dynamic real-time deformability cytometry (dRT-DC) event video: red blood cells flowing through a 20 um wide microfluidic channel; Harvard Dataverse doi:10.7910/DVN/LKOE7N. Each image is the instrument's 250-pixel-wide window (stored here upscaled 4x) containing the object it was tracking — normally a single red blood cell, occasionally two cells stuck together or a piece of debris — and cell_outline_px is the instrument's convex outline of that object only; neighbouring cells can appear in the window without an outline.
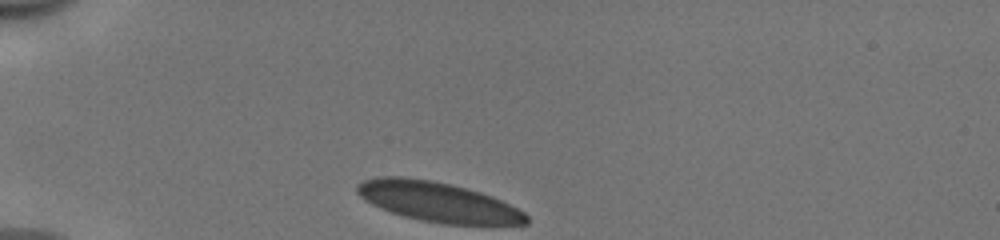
{"species": "human", "species_latin": "Homo sapiens", "temperature_condition": "cold", "stored_images_in_passage": 31, "camera_frame_rate_fps": 3000, "um_per_image_px": 0.085, "donor": {"sex": "male"}, "frame": {"image": 1, "passage_image": 1, "time_ms": 0.0, "image_size_px": [1000, 240], "cell_outline_px": [[528, 224], [444, 224], [420, 220], [404, 216], [380, 208], [364, 200], [356, 192], [356, 184], [364, 180], [380, 176], [404, 176], [432, 180], [452, 184], [480, 192], [492, 196], [524, 212], [528, 216]], "centroid_in_image_um": [37.18, 17.14], "position_along_channel_um": 47.8, "area_um2": 39.19}}
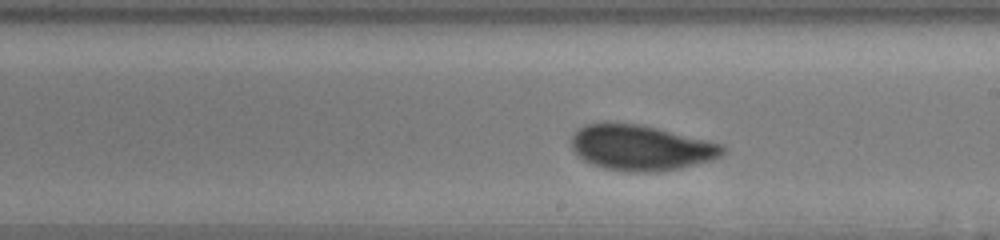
{"frame": {"image": 2, "passage_image": 18, "time_ms": 5.667, "image_size_px": [1000, 240], "cell_outline_px": [[728, 148], [720, 156], [712, 160], [680, 168], [652, 172], [632, 172], [604, 168], [592, 164], [584, 160], [572, 148], [572, 136], [584, 124], [604, 120], [640, 124], [724, 144]], "centroid_in_image_um": [54.48, 12.53], "position_along_channel_um": 234.5, "area_um2": 40.4}}
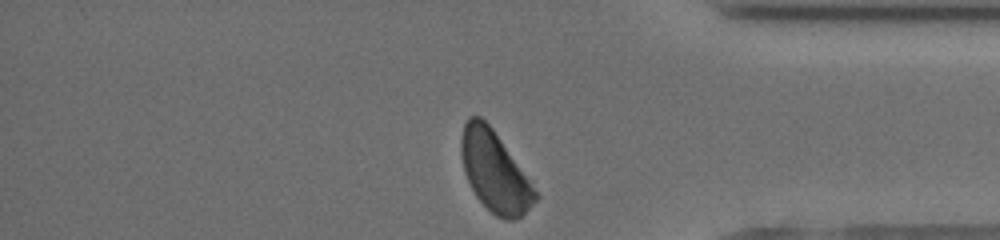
{"frame": {"image": 3, "passage_image": 31, "time_ms": 10.0, "image_size_px": [1000, 240], "cell_outline_px": [[540, 196], [516, 220], [504, 220], [496, 216], [476, 196], [464, 172], [460, 152], [460, 140], [464, 124], [468, 116], [480, 116], [492, 128]], "centroid_in_image_um": [42.01, 14.58], "position_along_channel_um": 393.2, "area_um2": 34.04}, "authors_computed_cell_mechanics": {"area_um2": 39.7086, "velocity_mm_per_s": 3.9184, "shape_relaxation_time_tau1_ms": 4.3641, "shape_relaxation_time_tau2_ms": null, "deformation_change_tau1": 0.1314, "deformation_change_tau2": null}}